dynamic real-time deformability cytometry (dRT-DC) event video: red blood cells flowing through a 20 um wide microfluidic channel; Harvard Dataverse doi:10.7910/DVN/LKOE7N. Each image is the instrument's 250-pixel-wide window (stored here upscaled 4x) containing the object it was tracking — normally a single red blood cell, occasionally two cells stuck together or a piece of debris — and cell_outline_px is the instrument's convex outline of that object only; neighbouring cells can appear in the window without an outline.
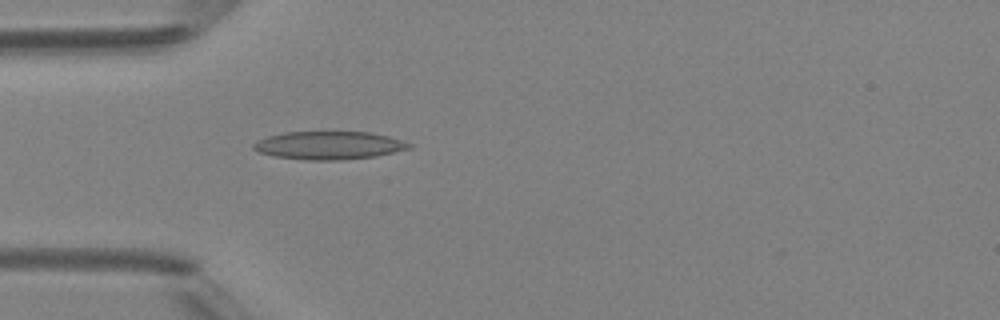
{"species": "Egyptian fruit bat (a non-hibernating species)", "species_latin": "Rousettus aegyptiacus", "temperature_condition": "room temperature", "stored_images_in_passage": 1, "camera_frame_rate_fps": 3000, "um_per_image_px": 0.085, "animal": {"sex": "female"}, "frame": {"image": 1, "passage_image": 1, "time_ms": 0.0, "image_size_px": [1000, 320], "cell_outline_px": [[412, 148], [376, 156], [340, 160], [308, 160], [276, 156], [260, 152], [252, 148], [252, 144], [268, 136], [284, 132], [368, 132], [388, 136], [412, 144]], "centroid_in_image_um": [27.98, 12.35], "position_along_channel_um": 57.0, "area_um2": 25.2}}